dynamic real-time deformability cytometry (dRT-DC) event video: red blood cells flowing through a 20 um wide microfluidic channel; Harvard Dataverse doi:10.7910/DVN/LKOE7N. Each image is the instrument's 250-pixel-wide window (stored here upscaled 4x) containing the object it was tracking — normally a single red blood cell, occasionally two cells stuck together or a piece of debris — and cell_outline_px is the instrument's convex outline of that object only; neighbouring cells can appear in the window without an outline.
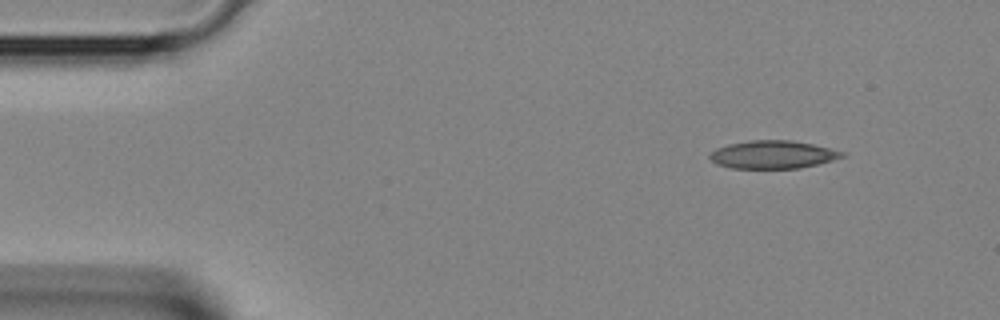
{"species": "Egyptian fruit bat (a non-hibernating species)", "species_latin": "Rousettus aegyptiacus", "temperature_condition": "room temperature", "stored_images_in_passage": 4, "camera_frame_rate_fps": 3000, "um_per_image_px": 0.085, "animal": {"sex": "female"}, "frame": {"image": 1, "passage_image": 4, "time_ms": 1.0, "image_size_px": [1000, 320], "cell_outline_px": [[844, 156], [832, 160], [800, 168], [732, 168], [716, 164], [708, 156], [716, 148], [728, 144], [752, 140], [792, 140], [812, 144], [844, 152]], "centroid_in_image_um": [65.66, 13.14], "position_along_channel_um": 19.3, "area_um2": 21.33}}